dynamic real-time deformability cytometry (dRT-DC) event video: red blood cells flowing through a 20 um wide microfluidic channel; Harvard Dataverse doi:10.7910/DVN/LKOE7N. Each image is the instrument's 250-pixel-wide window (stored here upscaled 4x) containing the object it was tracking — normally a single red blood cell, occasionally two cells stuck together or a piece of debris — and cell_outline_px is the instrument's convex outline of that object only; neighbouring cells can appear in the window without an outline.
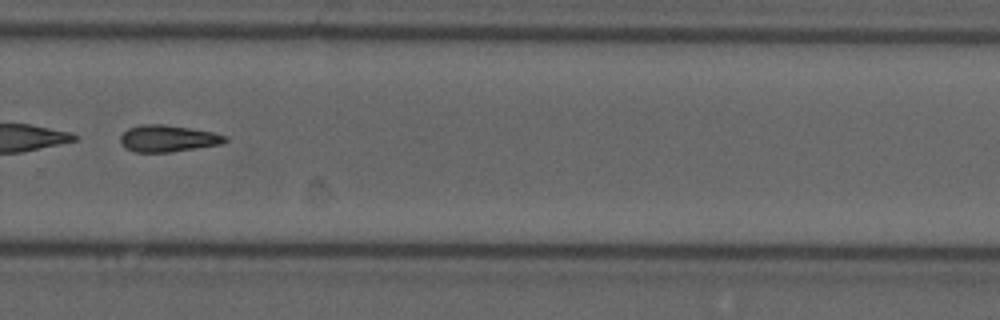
{"species": "common noctule bat (a hibernating species)", "species_latin": "Nyctalus noctula", "temperature_condition": "cold", "stored_images_in_passage": 53, "segment_of_instrument_passage": [2, 2], "camera_frame_rate_fps": 3000, "um_per_image_px": 0.085, "animal": {"sex": "male", "forearm_length_mm": 52.5}, "frame": {"image": 1, "passage_image": 37, "time_ms": 12.0, "image_size_px": [1000, 320], "cell_outline_px": [[228, 140], [224, 144], [172, 152], [136, 152], [124, 148], [120, 140], [120, 136], [128, 128], [140, 124], [164, 124], [212, 132], [228, 136]], "centroid_in_image_um": [14.29, 11.77], "position_along_channel_um": 315.5, "area_um2": 16.47}}